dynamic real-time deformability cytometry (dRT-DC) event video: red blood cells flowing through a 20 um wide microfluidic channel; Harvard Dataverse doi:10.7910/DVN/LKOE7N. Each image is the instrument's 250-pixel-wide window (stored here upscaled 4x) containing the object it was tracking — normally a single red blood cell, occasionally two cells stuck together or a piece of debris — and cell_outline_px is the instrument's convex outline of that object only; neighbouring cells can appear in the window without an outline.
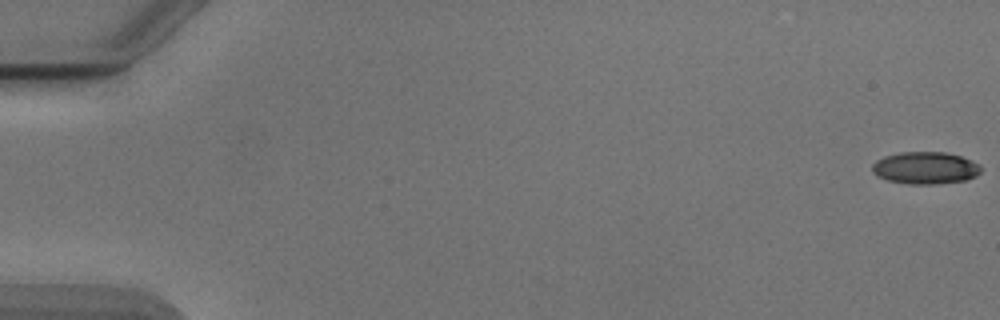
{"species": "Egyptian fruit bat (a non-hibernating species)", "species_latin": "Rousettus aegyptiacus", "temperature_condition": "cold", "stored_images_in_passage": 8, "camera_frame_rate_fps": 3000, "um_per_image_px": 0.085, "animal": {"sex": "male"}, "frame": {"image": 1, "passage_image": 1, "time_ms": 0.0, "image_size_px": [1000, 320], "cell_outline_px": [[980, 172], [976, 176], [964, 180], [936, 184], [908, 184], [888, 180], [876, 176], [872, 172], [872, 164], [876, 160], [884, 156], [900, 152], [944, 152], [960, 156], [972, 160], [980, 164]], "centroid_in_image_um": [78.63, 14.27], "position_along_channel_um": 6.4, "area_um2": 20.46}}